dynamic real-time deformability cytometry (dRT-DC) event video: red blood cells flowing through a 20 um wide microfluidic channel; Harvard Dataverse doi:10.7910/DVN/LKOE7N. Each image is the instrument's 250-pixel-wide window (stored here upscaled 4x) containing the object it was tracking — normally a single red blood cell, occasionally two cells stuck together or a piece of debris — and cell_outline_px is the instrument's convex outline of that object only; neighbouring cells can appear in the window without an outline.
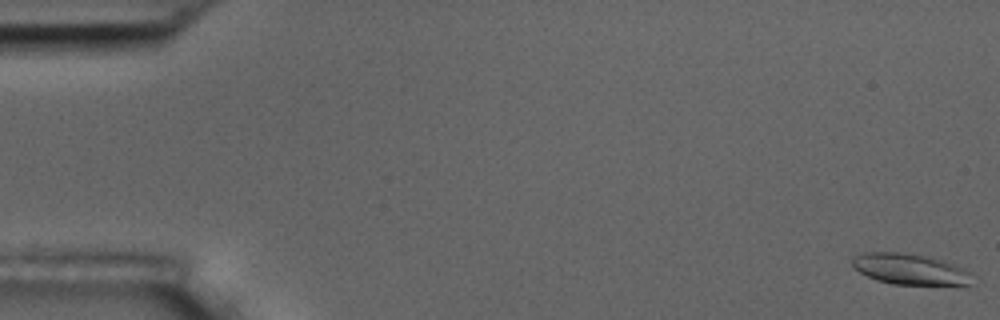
{"species": "common noctule bat (a hibernating species)", "species_latin": "Nyctalus noctula", "temperature_condition": "room temperature", "stored_images_in_passage": 7, "camera_frame_rate_fps": 3000, "um_per_image_px": 0.085, "animal": {"sex": "male", "body_mass_g": 17.5, "forearm_length_mm": 52.3}, "frame": {"image": 1, "passage_image": 1, "time_ms": 0.0, "image_size_px": [1000, 320], "cell_outline_px": [[972, 272], [968, 284], [892, 284], [876, 280], [852, 268], [852, 256], [864, 252], [904, 252], [944, 260], [964, 268]], "centroid_in_image_um": [77.28, 22.85], "position_along_channel_um": 7.7, "area_um2": 21.5}}
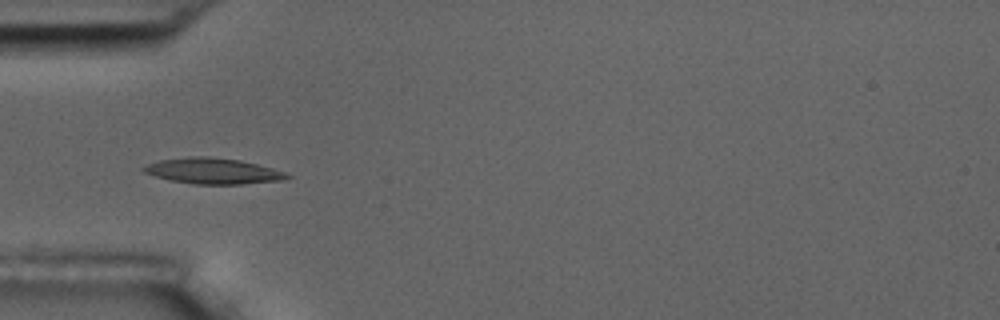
{"frame": {"image": 2, "passage_image": 5, "time_ms": 5.667, "image_size_px": [1000, 320], "cell_outline_px": [[292, 176], [284, 180], [240, 184], [192, 184], [168, 180], [144, 172], [140, 168], [148, 164], [160, 160], [192, 156], [208, 156], [240, 160], [272, 168], [284, 172]], "centroid_in_image_um": [18.08, 14.54], "position_along_channel_um": 66.9, "area_um2": 21.5}}